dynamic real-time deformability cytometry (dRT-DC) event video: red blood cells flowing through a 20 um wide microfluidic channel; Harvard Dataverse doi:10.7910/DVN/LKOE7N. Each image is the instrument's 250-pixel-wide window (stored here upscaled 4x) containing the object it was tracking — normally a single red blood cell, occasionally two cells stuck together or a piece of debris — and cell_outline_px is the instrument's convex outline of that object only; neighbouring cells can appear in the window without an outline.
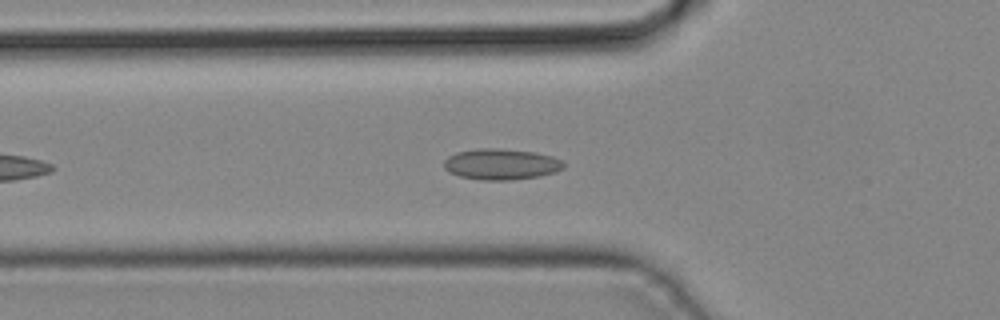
{"species": "common noctule bat (a hibernating species)", "species_latin": "Nyctalus noctula", "temperature_condition": "cold", "stored_images_in_passage": 29, "camera_frame_rate_fps": 3000, "um_per_image_px": 0.085, "animal": {"sex": "male", "body_mass_g": 19.2, "forearm_length_mm": 51.8}, "frame": {"image": 1, "passage_image": 7, "time_ms": 2.0, "image_size_px": [1000, 320], "cell_outline_px": [[564, 168], [552, 172], [536, 176], [508, 180], [480, 180], [460, 176], [448, 172], [444, 168], [444, 160], [448, 156], [456, 152], [480, 148], [500, 148], [536, 152], [552, 156], [560, 160], [564, 164]], "centroid_in_image_um": [42.55, 13.94], "position_along_channel_um": 83.3, "area_um2": 21.5}}
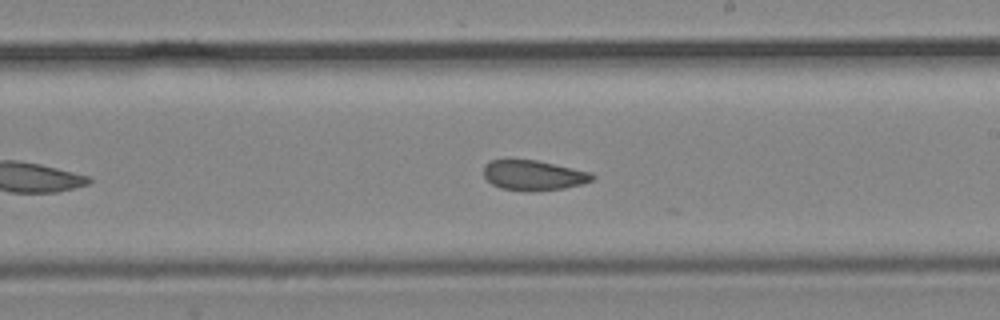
{"frame": {"image": 2, "passage_image": 17, "time_ms": 5.333, "image_size_px": [1000, 320], "cell_outline_px": [[596, 176], [592, 180], [580, 184], [564, 188], [500, 188], [492, 184], [484, 176], [484, 164], [492, 160], [536, 160], [592, 172]], "centroid_in_image_um": [45.36, 14.84], "position_along_channel_um": 243.6, "area_um2": 18.09}}
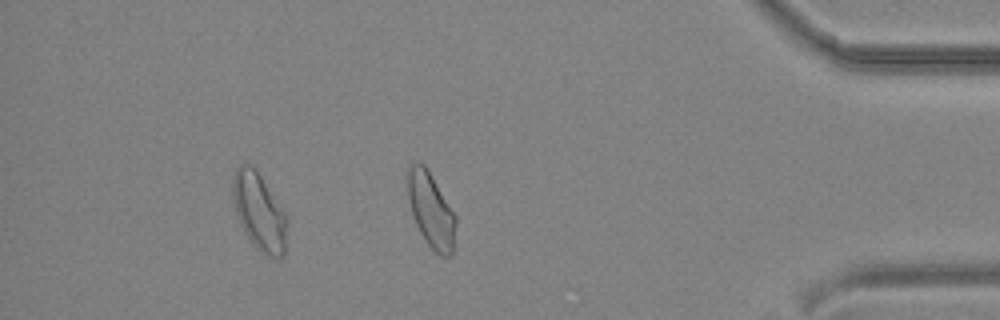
{"frame": {"image": 3, "passage_image": 29, "time_ms": 9.333, "image_size_px": [1000, 320], "cell_outline_px": [[456, 248], [452, 256], [440, 256], [428, 244], [420, 232], [416, 224], [408, 200], [404, 176], [408, 168], [412, 164], [424, 164], [428, 168], [456, 216]], "centroid_in_image_um": [36.64, 17.86], "position_along_channel_um": 398.6, "area_um2": 21.56}}